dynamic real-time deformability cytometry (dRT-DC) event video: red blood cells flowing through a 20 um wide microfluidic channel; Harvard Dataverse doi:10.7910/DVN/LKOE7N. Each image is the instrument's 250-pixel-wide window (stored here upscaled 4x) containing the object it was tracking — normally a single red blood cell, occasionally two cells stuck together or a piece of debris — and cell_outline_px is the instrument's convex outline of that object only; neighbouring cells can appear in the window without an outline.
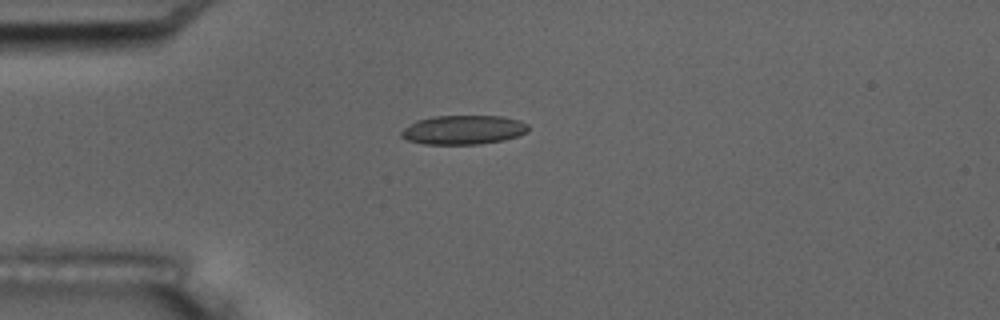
{"species": "common noctule bat (a hibernating species)", "species_latin": "Nyctalus noctula", "temperature_condition": "room temperature", "stored_images_in_passage": 16, "camera_frame_rate_fps": 3000, "um_per_image_px": 0.085, "animal": {"sex": "male", "body_mass_g": 17.5, "forearm_length_mm": 52.3}, "frame": {"image": 1, "passage_image": 5, "time_ms": 4.667, "image_size_px": [1000, 320], "cell_outline_px": [[528, 132], [504, 140], [480, 144], [424, 144], [408, 140], [400, 136], [400, 132], [404, 128], [416, 120], [432, 116], [504, 116], [520, 120], [528, 124]], "centroid_in_image_um": [39.39, 11.03], "position_along_channel_um": 45.6, "area_um2": 21.68}, "authors_computed_cell_mechanics": {"area_um2": 21.5594, "velocity_mm_per_s": 3.524, "shape_relaxation_time_tau1_ms": 6.8221, "shape_relaxation_time_tau2_ms": 2.1145, "deformation_change_tau1": 0.1699, "deformation_change_tau2": 0.0888}}